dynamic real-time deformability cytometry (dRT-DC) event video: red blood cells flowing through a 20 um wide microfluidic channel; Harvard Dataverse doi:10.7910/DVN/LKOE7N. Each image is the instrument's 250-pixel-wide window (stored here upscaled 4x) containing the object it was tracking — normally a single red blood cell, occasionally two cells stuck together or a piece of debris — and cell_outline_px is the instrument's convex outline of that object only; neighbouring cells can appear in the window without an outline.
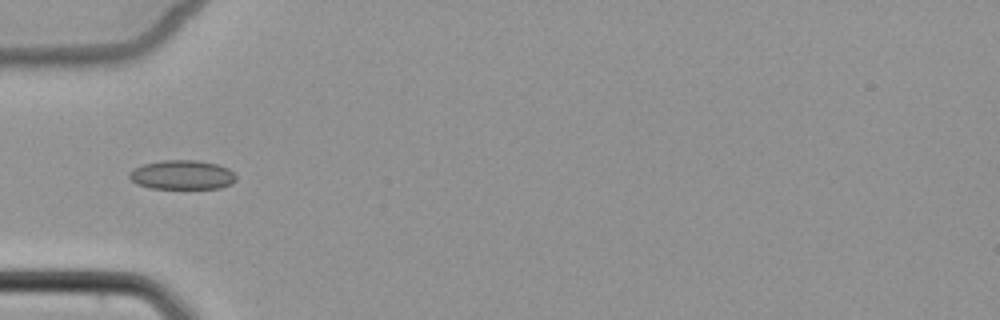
{"species": "common noctule bat (a hibernating species)", "species_latin": "Nyctalus noctula", "temperature_condition": "cold", "stored_images_in_passage": 2, "camera_frame_rate_fps": 3000, "um_per_image_px": 0.085, "animal": {"sex": "female", "body_mass_g": 22.7, "forearm_length_mm": 54.2}, "frame": {"image": 1, "passage_image": 2, "time_ms": 4.667, "image_size_px": [1000, 320], "cell_outline_px": [[236, 180], [232, 184], [220, 188], [152, 188], [136, 184], [128, 176], [128, 172], [132, 168], [144, 164], [160, 160], [196, 160], [216, 164], [228, 168], [236, 176]], "centroid_in_image_um": [15.46, 14.86], "position_along_channel_um": 69.5, "area_um2": 18.26}}